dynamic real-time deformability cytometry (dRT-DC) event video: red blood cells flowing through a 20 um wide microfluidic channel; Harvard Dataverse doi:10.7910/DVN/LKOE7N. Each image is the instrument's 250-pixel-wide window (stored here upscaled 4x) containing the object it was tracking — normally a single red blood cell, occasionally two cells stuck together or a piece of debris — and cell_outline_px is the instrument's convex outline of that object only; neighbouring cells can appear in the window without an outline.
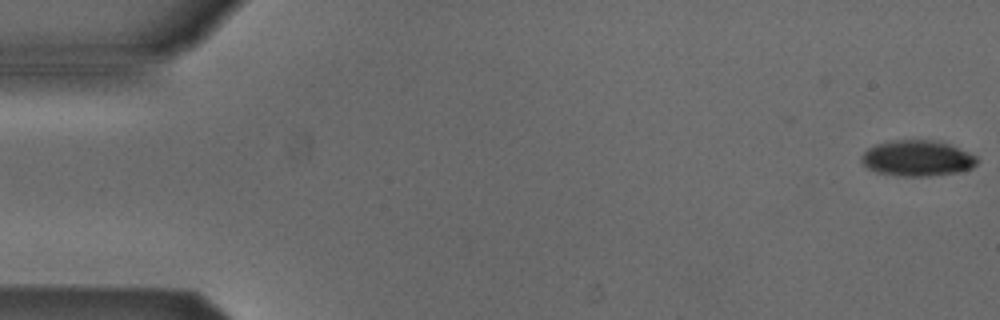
{"species": "Egyptian fruit bat (a non-hibernating species)", "species_latin": "Rousettus aegyptiacus", "temperature_condition": "cold", "stored_images_in_passage": 5, "segment_of_instrument_passage": [2, 2], "camera_frame_rate_fps": 3000, "um_per_image_px": 0.085, "animal": {"sex": "male"}, "frame": {"image": 1, "passage_image": 5, "time_ms": 1.333, "image_size_px": [1000, 320], "cell_outline_px": [[976, 164], [972, 168], [956, 172], [928, 176], [904, 176], [876, 172], [868, 168], [860, 160], [860, 156], [868, 148], [876, 144], [896, 140], [940, 140], [968, 152], [976, 156]], "centroid_in_image_um": [77.95, 13.44], "position_along_channel_um": 7.0, "area_um2": 23.99}}